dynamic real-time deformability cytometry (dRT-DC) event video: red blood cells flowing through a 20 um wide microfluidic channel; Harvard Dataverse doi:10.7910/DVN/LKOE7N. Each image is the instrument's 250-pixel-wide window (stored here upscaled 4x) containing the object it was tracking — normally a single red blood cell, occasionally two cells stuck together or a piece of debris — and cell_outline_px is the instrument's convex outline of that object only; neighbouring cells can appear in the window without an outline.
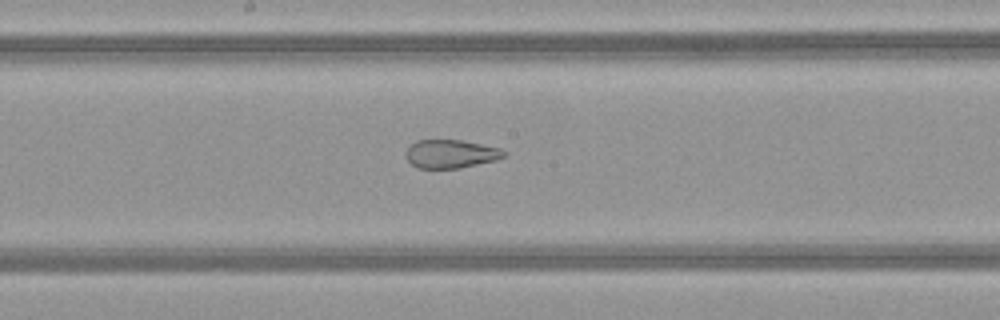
{"species": "common noctule bat (a hibernating species)", "species_latin": "Nyctalus noctula", "temperature_condition": "warm", "stored_images_in_passage": 47, "camera_frame_rate_fps": 3000, "um_per_image_px": 0.085, "animal": {"sex": "female", "body_mass_g": 21.9}, "frame": {"image": 1, "passage_image": 24, "time_ms": 7.667, "image_size_px": [1000, 320], "cell_outline_px": [[508, 156], [496, 160], [460, 168], [416, 168], [404, 156], [404, 152], [416, 140], [460, 140], [500, 148], [508, 152]], "centroid_in_image_um": [38.33, 13.08], "position_along_channel_um": 209.9, "area_um2": 16.36}}
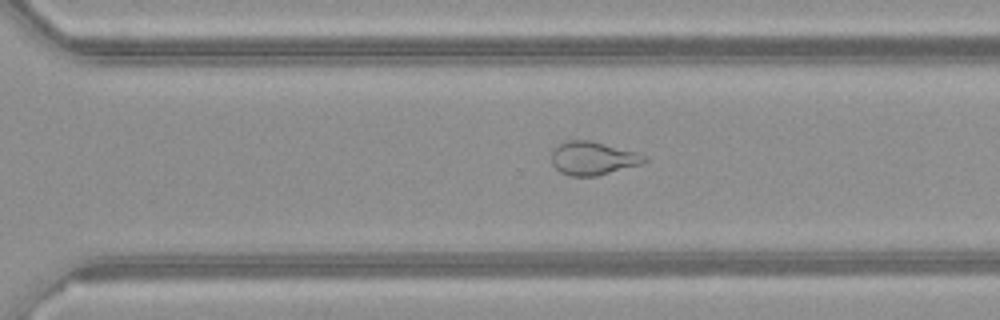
{"frame": {"image": 2, "passage_image": 32, "time_ms": 10.333, "image_size_px": [1000, 320], "cell_outline_px": [[648, 160], [640, 164], [596, 176], [568, 176], [560, 172], [552, 164], [552, 148], [568, 140], [592, 140], [636, 152], [648, 156]], "centroid_in_image_um": [50.38, 13.45], "position_along_channel_um": 320.2, "area_um2": 18.09}}
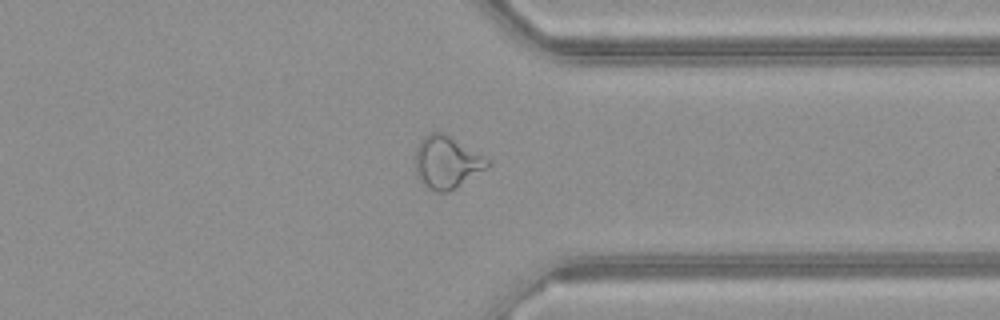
{"frame": {"image": 3, "passage_image": 36, "time_ms": 11.667, "image_size_px": [1000, 320], "cell_outline_px": [[492, 164], [488, 168], [456, 188], [448, 192], [436, 192], [428, 188], [420, 180], [416, 172], [416, 148], [420, 140], [428, 132], [444, 132], [492, 160]], "centroid_in_image_um": [38.02, 13.78], "position_along_channel_um": 373.4, "area_um2": 22.37}, "authors_computed_cell_mechanics": {"area_um2": 23.8136, "velocity_mm_per_s": 4.1652, "shape_relaxation_time_tau1_ms": null, "shape_relaxation_time_tau2_ms": 1.271, "deformation_change_tau1": null, "deformation_change_tau2": 0.0874}}